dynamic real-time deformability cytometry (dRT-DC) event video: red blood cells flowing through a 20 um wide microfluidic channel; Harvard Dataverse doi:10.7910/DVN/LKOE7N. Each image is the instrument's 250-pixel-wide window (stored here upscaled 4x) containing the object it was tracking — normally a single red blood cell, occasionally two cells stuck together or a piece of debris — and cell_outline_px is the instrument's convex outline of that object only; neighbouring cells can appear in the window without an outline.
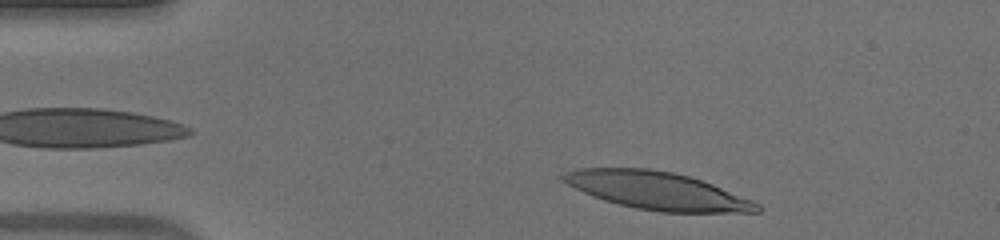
{"species": "human", "species_latin": "Homo sapiens", "temperature_condition": "warm", "stored_images_in_passage": 37, "camera_frame_rate_fps": 3000, "um_per_image_px": 0.085, "donor": {"sex": "male"}, "frame": {"image": 1, "passage_image": 2, "time_ms": 0.333, "image_size_px": [1000, 240], "cell_outline_px": [[760, 212], [660, 212], [636, 208], [604, 200], [584, 192], [568, 184], [560, 176], [564, 172], [576, 168], [648, 168], [672, 172], [688, 176], [712, 184], [752, 200], [760, 204]], "centroid_in_image_um": [55.85, 16.2], "position_along_channel_um": 29.1, "area_um2": 42.08}}
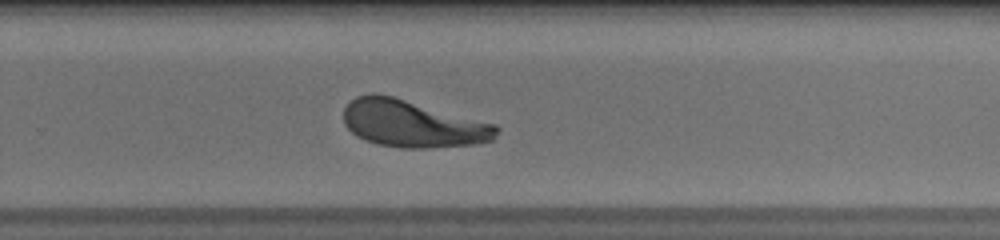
{"frame": {"image": 2, "passage_image": 27, "time_ms": 8.667, "image_size_px": [1000, 240], "cell_outline_px": [[500, 128], [492, 140], [472, 144], [428, 148], [400, 148], [376, 144], [364, 140], [356, 136], [344, 124], [344, 108], [356, 96], [372, 92], [376, 92], [392, 96], [496, 124]], "centroid_in_image_um": [35.03, 10.51], "position_along_channel_um": 294.8, "area_um2": 41.96}}
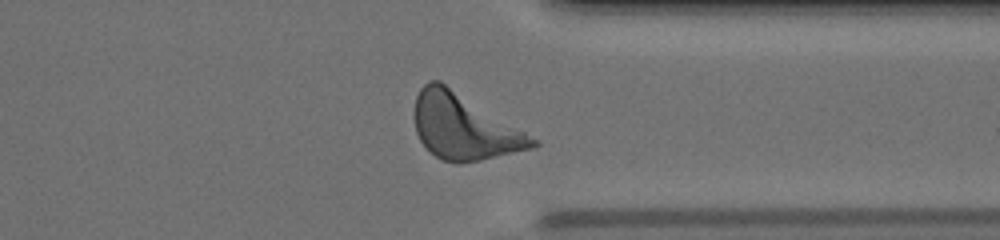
{"frame": {"image": 3, "passage_image": 33, "time_ms": 10.667, "image_size_px": [1000, 240], "cell_outline_px": [[540, 144], [536, 148], [480, 160], [444, 160], [436, 156], [420, 140], [416, 132], [416, 96], [420, 88], [428, 80], [440, 80], [524, 132], [536, 140]], "centroid_in_image_um": [39.44, 10.75], "position_along_channel_um": 372.0, "area_um2": 43.64}, "authors_computed_cell_mechanics": {"area_um2": 42.3096, "velocity_mm_per_s": 3.9511, "shape_relaxation_time_tau1_ms": 3.9845, "shape_relaxation_time_tau2_ms": 1.2342, "deformation_change_tau1": 0.2143, "deformation_change_tau2": 0.0893}}